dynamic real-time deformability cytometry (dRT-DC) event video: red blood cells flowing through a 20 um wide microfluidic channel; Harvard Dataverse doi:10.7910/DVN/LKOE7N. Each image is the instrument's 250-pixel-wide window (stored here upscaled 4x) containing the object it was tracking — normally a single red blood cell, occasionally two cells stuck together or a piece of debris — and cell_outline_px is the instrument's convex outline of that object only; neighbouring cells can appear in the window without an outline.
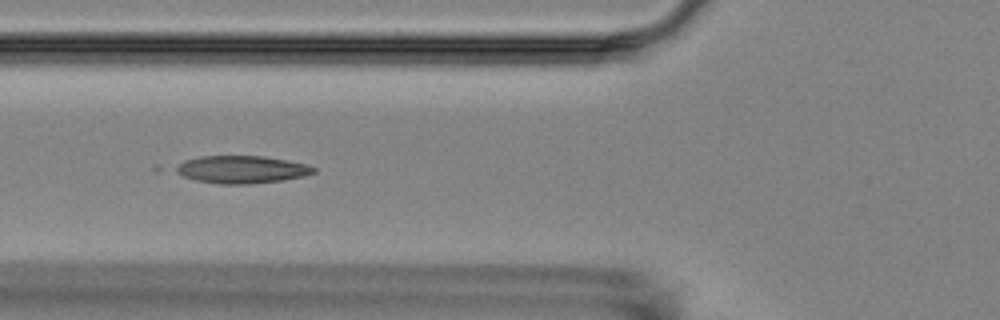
{"species": "Egyptian fruit bat (a non-hibernating species)", "species_latin": "Rousettus aegyptiacus", "temperature_condition": "room temperature", "stored_images_in_passage": 6, "camera_frame_rate_fps": 3000, "um_per_image_px": 0.085, "animal": {"sex": "female"}, "frame": {"image": 1, "passage_image": 6, "time_ms": 5.667, "image_size_px": [1000, 320], "cell_outline_px": [[316, 172], [304, 176], [284, 180], [248, 184], [220, 184], [196, 180], [184, 176], [176, 172], [172, 168], [184, 160], [200, 156], [264, 156], [288, 160], [304, 164], [316, 168]], "centroid_in_image_um": [20.52, 14.4], "position_along_channel_um": 105.3, "area_um2": 22.2}}